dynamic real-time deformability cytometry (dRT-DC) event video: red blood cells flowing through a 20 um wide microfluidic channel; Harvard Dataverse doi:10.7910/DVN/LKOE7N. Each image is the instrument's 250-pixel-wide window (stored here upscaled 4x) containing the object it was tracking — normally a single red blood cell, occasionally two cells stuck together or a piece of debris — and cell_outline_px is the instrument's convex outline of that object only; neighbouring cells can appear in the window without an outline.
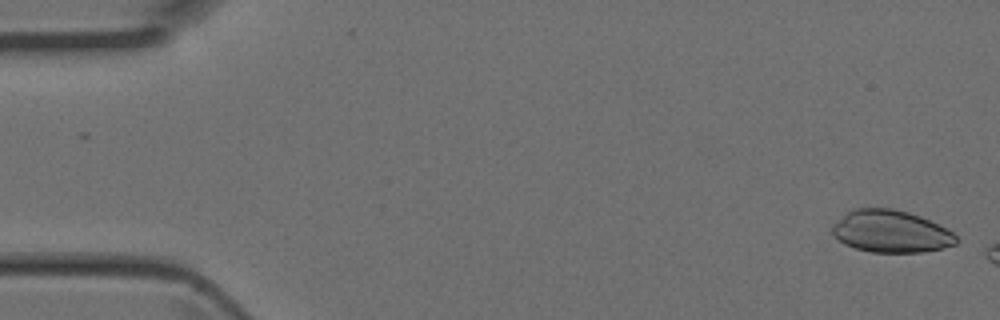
{"species": "Egyptian fruit bat (a non-hibernating species)", "species_latin": "Rousettus aegyptiacus", "temperature_condition": "room temperature", "stored_images_in_passage": 3, "camera_frame_rate_fps": 3000, "um_per_image_px": 0.085, "animal": {"sex": "female"}, "frame": {"image": 1, "passage_image": 1, "time_ms": 0.0, "image_size_px": [1000, 320], "cell_outline_px": [[960, 240], [956, 244], [924, 252], [872, 252], [856, 248], [844, 244], [832, 232], [832, 224], [848, 212], [856, 208], [892, 208], [908, 212], [920, 216], [952, 232]], "centroid_in_image_um": [75.72, 19.67], "position_along_channel_um": 9.3, "area_um2": 30.17}}